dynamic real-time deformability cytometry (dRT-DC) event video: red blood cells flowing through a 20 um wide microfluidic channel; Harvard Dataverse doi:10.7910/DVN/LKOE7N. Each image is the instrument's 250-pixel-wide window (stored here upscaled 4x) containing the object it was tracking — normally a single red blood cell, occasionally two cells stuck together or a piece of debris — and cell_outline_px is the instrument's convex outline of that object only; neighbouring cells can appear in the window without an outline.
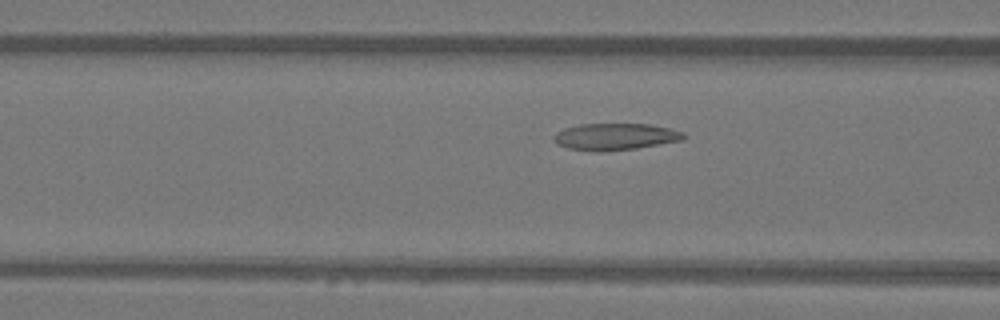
{"species": "Egyptian fruit bat (a non-hibernating species)", "species_latin": "Rousettus aegyptiacus", "temperature_condition": "warm", "stored_images_in_passage": 22, "camera_frame_rate_fps": 3000, "um_per_image_px": 0.085, "animal": {"sex": "female"}, "frame": {"image": 1, "passage_image": 16, "time_ms": 5.0, "image_size_px": [1000, 320], "cell_outline_px": [[688, 136], [684, 140], [636, 148], [604, 152], [596, 152], [568, 148], [556, 144], [552, 136], [556, 132], [564, 128], [580, 124], [648, 124], [668, 128], [684, 132]], "centroid_in_image_um": [52.29, 11.62], "position_along_channel_um": 114.3, "area_um2": 20.46}}
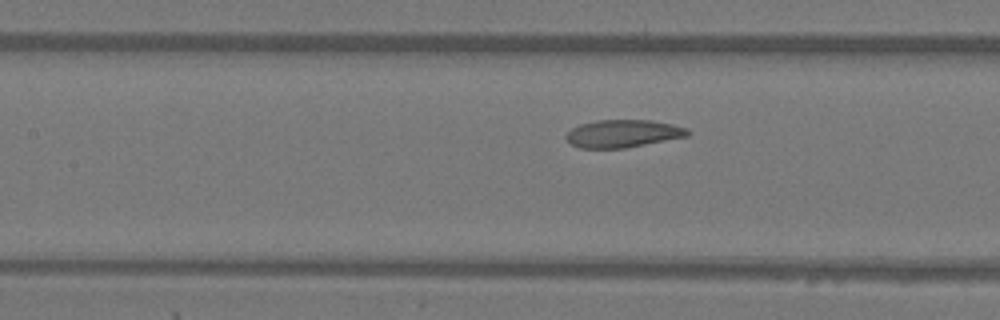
{"frame": {"image": 2, "passage_image": 19, "time_ms": 6.0, "image_size_px": [1000, 320], "cell_outline_px": [[692, 132], [688, 136], [624, 148], [580, 148], [572, 144], [564, 136], [572, 128], [580, 124], [596, 120], [648, 120], [672, 124], [688, 128]], "centroid_in_image_um": [52.97, 11.35], "position_along_channel_um": 154.4, "area_um2": 19.54}}